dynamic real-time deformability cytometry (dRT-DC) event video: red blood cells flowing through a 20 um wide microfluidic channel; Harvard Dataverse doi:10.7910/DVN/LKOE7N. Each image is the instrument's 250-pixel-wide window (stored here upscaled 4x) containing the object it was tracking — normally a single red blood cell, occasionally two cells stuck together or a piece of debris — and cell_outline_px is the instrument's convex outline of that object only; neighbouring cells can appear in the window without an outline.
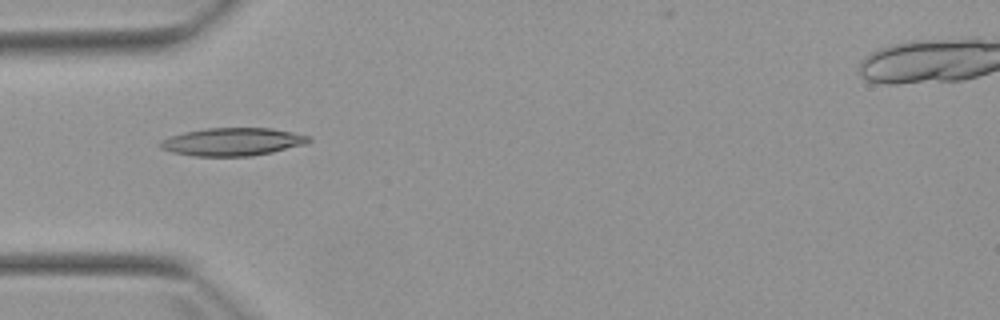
{"species": "Egyptian fruit bat (a non-hibernating species)", "species_latin": "Rousettus aegyptiacus", "temperature_condition": "warm", "stored_images_in_passage": 4, "camera_frame_rate_fps": 3000, "um_per_image_px": 0.085, "animal": {"sex": "female"}, "frame": {"image": 1, "passage_image": 3, "time_ms": 3.0, "image_size_px": [1000, 320], "cell_outline_px": [[312, 140], [304, 144], [272, 152], [252, 156], [196, 156], [172, 152], [160, 148], [156, 144], [160, 140], [168, 136], [184, 132], [208, 128], [272, 128], [292, 132], [308, 136]], "centroid_in_image_um": [19.7, 12.05], "position_along_channel_um": 65.3, "area_um2": 24.16}}
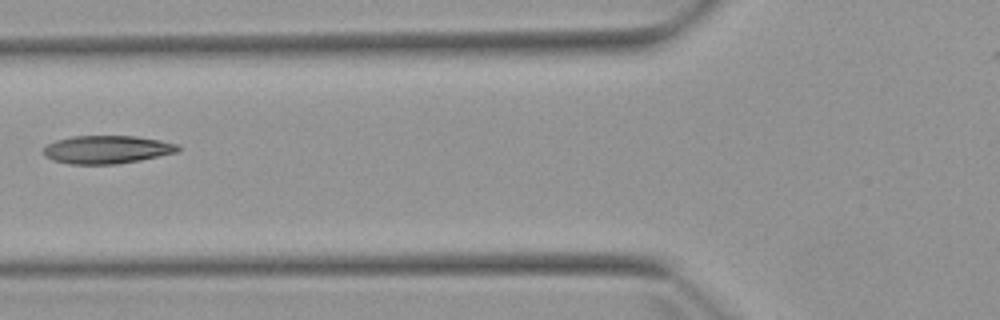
{"frame": {"image": 2, "passage_image": 4, "time_ms": 4.333, "image_size_px": [1000, 320], "cell_outline_px": [[180, 148], [176, 152], [140, 160], [116, 164], [72, 164], [52, 160], [44, 156], [40, 152], [48, 144], [56, 140], [72, 136], [136, 136], [160, 140], [180, 144]], "centroid_in_image_um": [9.06, 12.71], "position_along_channel_um": 116.7, "area_um2": 22.08}}